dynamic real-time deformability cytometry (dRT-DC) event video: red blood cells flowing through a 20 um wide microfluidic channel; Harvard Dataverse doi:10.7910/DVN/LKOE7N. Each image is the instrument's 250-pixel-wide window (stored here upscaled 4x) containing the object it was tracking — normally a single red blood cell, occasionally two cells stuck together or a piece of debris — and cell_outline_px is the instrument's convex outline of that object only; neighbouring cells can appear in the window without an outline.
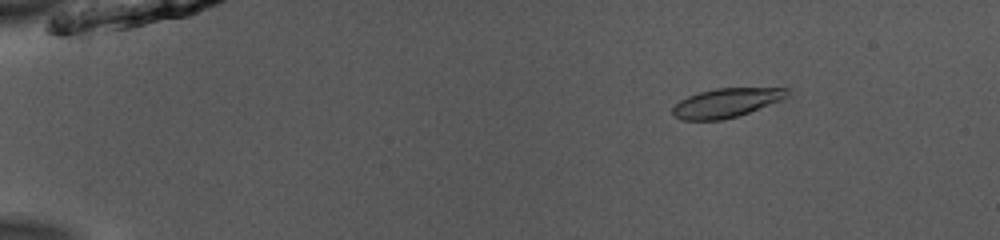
{"species": "common noctule bat (a hibernating species)", "species_latin": "Nyctalus noctula", "temperature_condition": "room temperature", "stored_images_in_passage": 52, "camera_frame_rate_fps": 3000, "um_per_image_px": 0.085, "animal": {"sex": "male", "body_mass_g": 13.0, "forearm_length_mm": 53.1}, "frame": {"image": 1, "passage_image": 8, "time_ms": 2.333, "image_size_px": [1000, 240], "cell_outline_px": [[788, 96], [784, 100], [724, 120], [680, 120], [672, 116], [672, 108], [680, 100], [688, 96], [700, 92], [716, 88], [788, 88]], "centroid_in_image_um": [61.72, 8.75], "position_along_channel_um": 23.3, "area_um2": 19.48}}
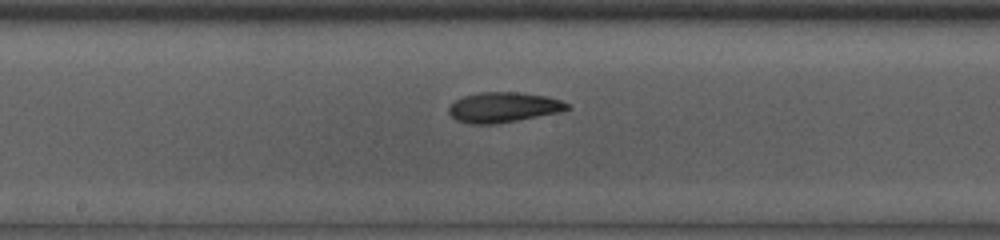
{"frame": {"image": 2, "passage_image": 29, "time_ms": 9.333, "image_size_px": [1000, 240], "cell_outline_px": [[572, 108], [560, 112], [496, 124], [468, 124], [456, 120], [448, 112], [448, 108], [456, 100], [464, 96], [480, 92], [516, 92], [548, 96], [572, 104]], "centroid_in_image_um": [42.82, 9.12], "position_along_channel_um": 205.4, "area_um2": 20.92}}
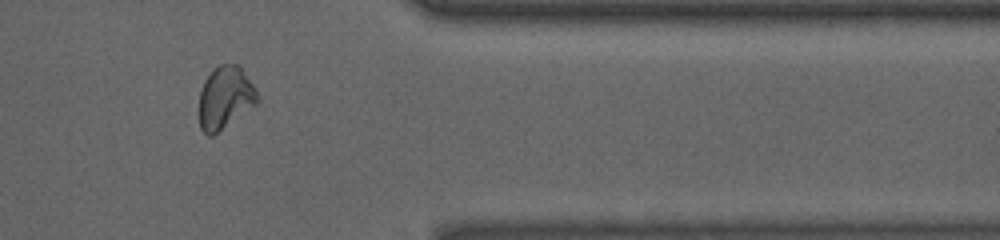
{"frame": {"image": 3, "passage_image": 44, "time_ms": 14.333, "image_size_px": [1000, 240], "cell_outline_px": [[260, 100], [256, 104], [212, 136], [208, 136], [200, 128], [200, 92], [204, 80], [212, 68], [220, 64], [240, 64], [256, 88]], "centroid_in_image_um": [19.16, 8.26], "position_along_channel_um": 392.2, "area_um2": 21.33}, "authors_computed_cell_mechanics": {"area_um2": 20.7213, "velocity_mm_per_s": 3.9597, "shape_relaxation_time_tau1_ms": 3.5793, "shape_relaxation_time_tau2_ms": 3.4537, "deformation_change_tau1": 0.1548, "deformation_change_tau2": 0.0666}}